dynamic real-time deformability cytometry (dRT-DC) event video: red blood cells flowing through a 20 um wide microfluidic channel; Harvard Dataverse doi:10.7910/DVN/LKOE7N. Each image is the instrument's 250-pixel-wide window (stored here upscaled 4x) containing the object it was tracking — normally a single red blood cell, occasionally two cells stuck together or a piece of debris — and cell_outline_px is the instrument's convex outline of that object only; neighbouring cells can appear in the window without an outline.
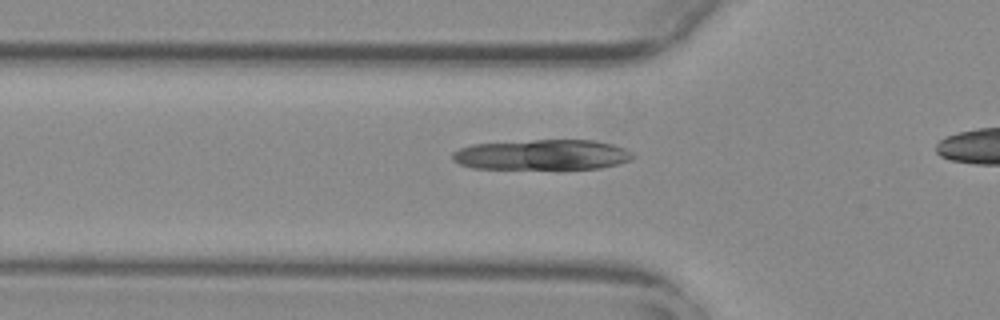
{"species": "common noctule bat (a hibernating species)", "species_latin": "Nyctalus noctula", "temperature_condition": "warm", "stored_images_in_passage": 36, "camera_frame_rate_fps": 3000, "um_per_image_px": 0.085, "animal": {"sex": "female", "body_mass_g": 29.2, "forearm_length_mm": 56.3}, "frame": {"image": 1, "passage_image": 10, "time_ms": 3.0, "image_size_px": [1000, 320], "cell_outline_px": [[636, 156], [632, 160], [600, 168], [472, 168], [460, 164], [452, 160], [452, 152], [460, 148], [472, 144], [532, 140], [596, 140], [612, 144], [624, 148], [632, 152]], "centroid_in_image_um": [46.09, 13.14], "position_along_channel_um": 79.7, "area_um2": 31.79}}
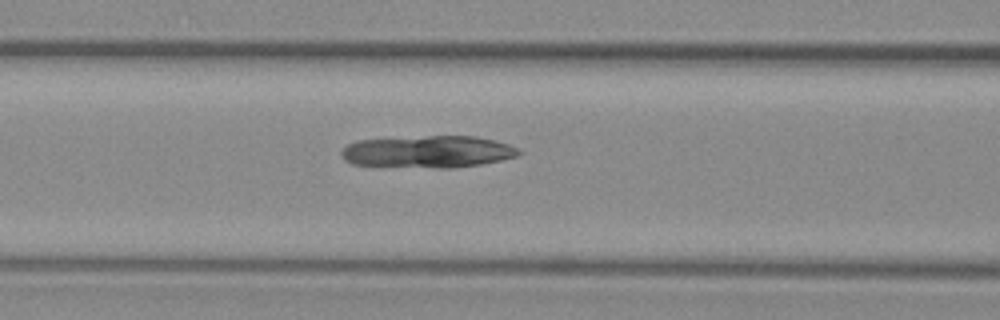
{"frame": {"image": 2, "passage_image": 14, "time_ms": 4.333, "image_size_px": [1000, 320], "cell_outline_px": [[520, 152], [516, 156], [500, 160], [480, 164], [452, 168], [380, 168], [352, 164], [344, 160], [340, 156], [340, 152], [348, 144], [356, 140], [428, 136], [476, 136], [496, 140], [508, 144], [516, 148]], "centroid_in_image_um": [36.27, 12.92], "position_along_channel_um": 130.3, "area_um2": 33.87}}
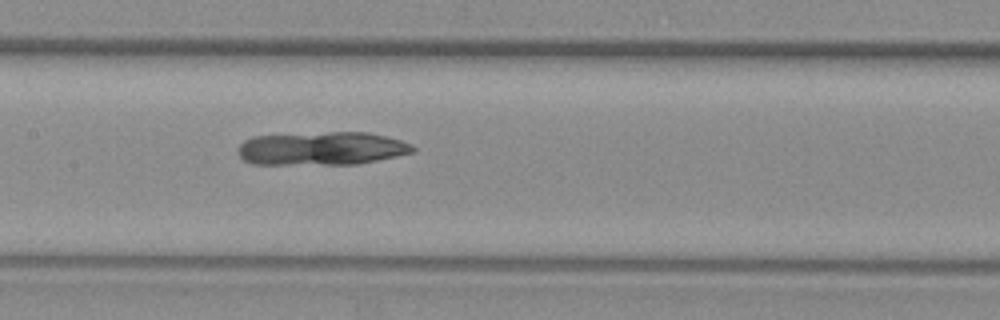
{"frame": {"image": 3, "passage_image": 18, "time_ms": 5.667, "image_size_px": [1000, 320], "cell_outline_px": [[416, 152], [356, 164], [252, 164], [244, 160], [236, 152], [236, 148], [244, 140], [252, 136], [328, 132], [368, 132], [400, 140], [412, 144], [416, 148]], "centroid_in_image_um": [27.32, 12.62], "position_along_channel_um": 180.1, "area_um2": 34.1}}